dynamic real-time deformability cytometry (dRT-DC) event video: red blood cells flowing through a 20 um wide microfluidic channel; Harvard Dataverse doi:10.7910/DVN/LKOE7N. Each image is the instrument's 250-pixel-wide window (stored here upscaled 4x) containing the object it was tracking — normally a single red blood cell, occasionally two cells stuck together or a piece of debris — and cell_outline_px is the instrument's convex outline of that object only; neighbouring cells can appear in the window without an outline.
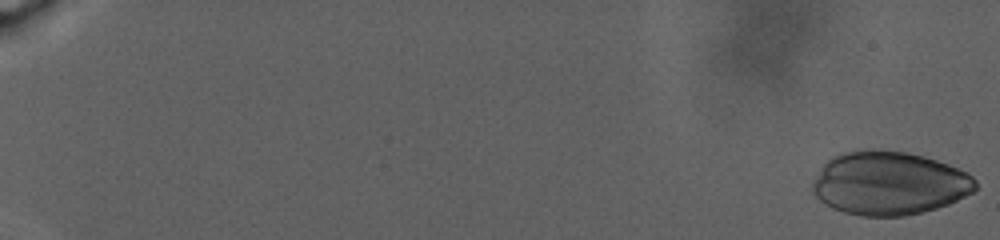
{"species": "human", "species_latin": "Homo sapiens", "temperature_condition": "warm", "stored_images_in_passage": 117, "camera_frame_rate_fps": 3000, "um_per_image_px": 0.085, "donor": {"sex": "male"}, "frame": {"image": 1, "passage_image": 1, "time_ms": 0.0, "image_size_px": [1000, 240], "cell_outline_px": [[976, 188], [972, 192], [948, 204], [936, 208], [904, 216], [860, 216], [844, 212], [832, 208], [820, 200], [812, 192], [812, 180], [824, 164], [832, 156], [856, 148], [872, 148], [908, 152], [924, 156], [948, 164], [968, 172], [976, 180]], "centroid_in_image_um": [75.55, 15.55], "position_along_channel_um": 9.5, "area_um2": 60.69}}
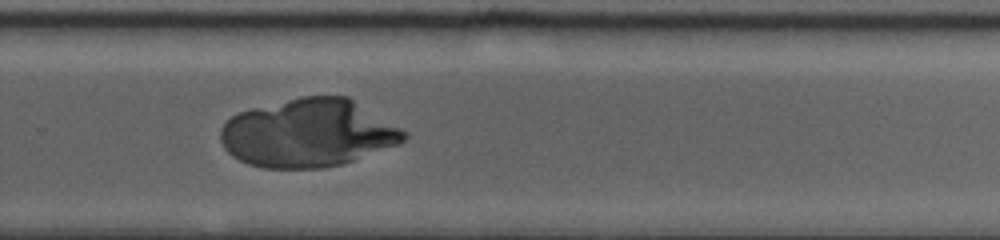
{"frame": {"image": 2, "passage_image": 95, "time_ms": 23.333, "image_size_px": [1000, 240], "cell_outline_px": [[408, 136], [404, 140], [396, 144], [352, 160], [340, 164], [320, 168], [264, 168], [248, 164], [232, 156], [224, 148], [220, 140], [220, 128], [232, 116], [240, 112], [252, 108], [300, 96], [348, 96], [408, 132]], "centroid_in_image_um": [26.17, 11.3], "position_along_channel_um": 303.6, "area_um2": 72.37}}
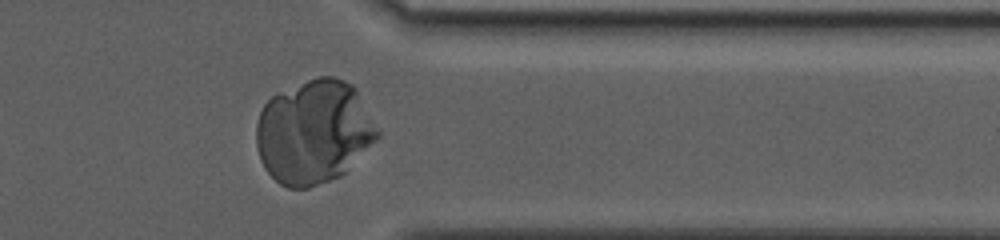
{"frame": {"image": 3, "passage_image": 110, "time_ms": 27.0, "image_size_px": [1000, 240], "cell_outline_px": [[380, 136], [340, 176], [308, 188], [288, 188], [280, 184], [264, 168], [260, 160], [256, 148], [256, 124], [260, 112], [264, 104], [272, 96], [316, 76], [332, 76], [344, 80], [352, 84], [356, 88], [380, 132]], "centroid_in_image_um": [26.66, 11.21], "position_along_channel_um": 384.7, "area_um2": 73.12}}